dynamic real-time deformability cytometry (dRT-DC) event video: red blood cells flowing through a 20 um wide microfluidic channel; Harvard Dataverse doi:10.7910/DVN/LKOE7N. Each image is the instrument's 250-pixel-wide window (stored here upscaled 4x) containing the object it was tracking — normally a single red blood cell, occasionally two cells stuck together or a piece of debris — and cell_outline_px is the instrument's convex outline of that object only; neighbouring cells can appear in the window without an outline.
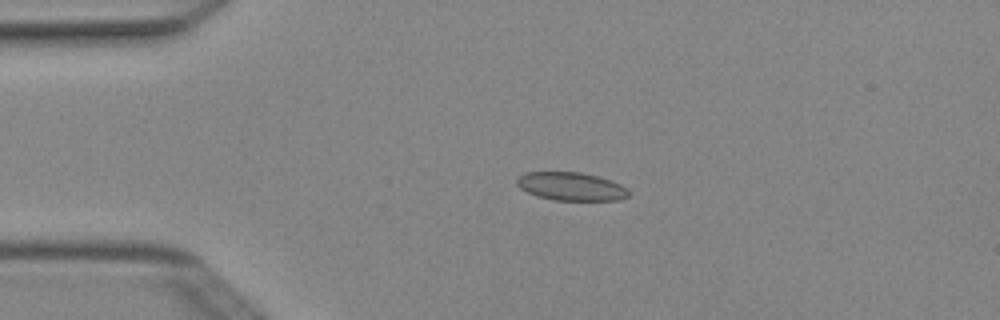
{"species": "Egyptian fruit bat (a non-hibernating species)", "species_latin": "Rousettus aegyptiacus", "temperature_condition": "cold", "stored_images_in_passage": 3, "camera_frame_rate_fps": 3000, "um_per_image_px": 0.085, "animal": {"sex": "female"}, "frame": {"image": 1, "passage_image": 3, "time_ms": 0.667, "image_size_px": [1000, 320], "cell_outline_px": [[628, 196], [620, 200], [552, 200], [536, 196], [520, 188], [516, 184], [516, 180], [524, 172], [580, 172], [612, 180], [628, 188]], "centroid_in_image_um": [48.54, 15.85], "position_along_channel_um": 36.5, "area_um2": 18.44}}